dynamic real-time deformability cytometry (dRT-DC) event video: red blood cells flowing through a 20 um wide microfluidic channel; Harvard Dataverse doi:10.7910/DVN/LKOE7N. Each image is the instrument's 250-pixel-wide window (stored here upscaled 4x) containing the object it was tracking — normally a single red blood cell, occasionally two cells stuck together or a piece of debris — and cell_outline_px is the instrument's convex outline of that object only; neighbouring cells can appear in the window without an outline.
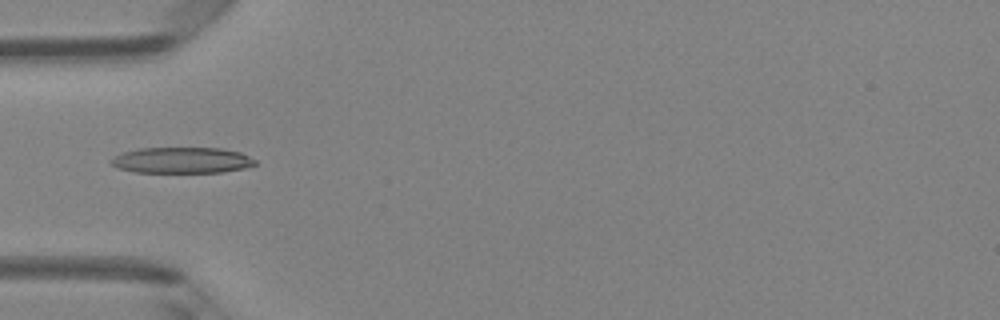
{"species": "Egyptian fruit bat (a non-hibernating species)", "species_latin": "Rousettus aegyptiacus", "temperature_condition": "room temperature", "stored_images_in_passage": 36, "camera_frame_rate_fps": 3000, "um_per_image_px": 0.085, "animal": {"sex": "female"}, "frame": {"image": 1, "passage_image": 3, "time_ms": 0.667, "image_size_px": [1000, 320], "cell_outline_px": [[256, 164], [244, 168], [220, 172], [136, 172], [116, 168], [108, 160], [112, 156], [124, 152], [140, 148], [220, 148], [240, 152], [256, 160]], "centroid_in_image_um": [15.41, 13.62], "position_along_channel_um": 69.6, "area_um2": 21.79}}
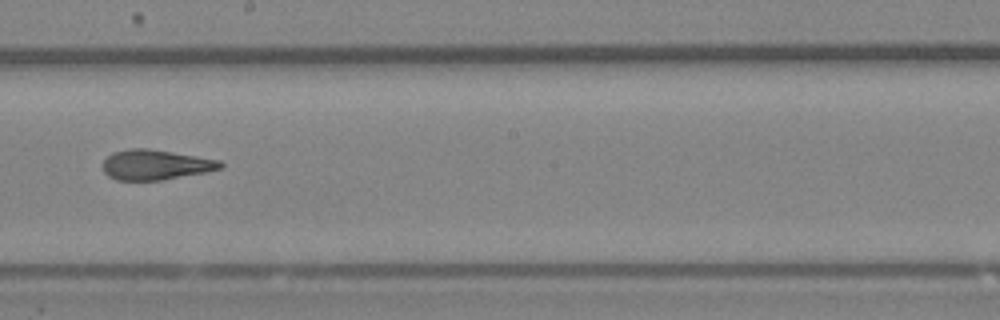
{"frame": {"image": 2, "passage_image": 15, "time_ms": 4.667, "image_size_px": [1000, 320], "cell_outline_px": [[224, 164], [220, 168], [204, 172], [164, 180], [116, 180], [108, 176], [104, 172], [104, 160], [112, 152], [128, 148], [148, 148], [220, 160]], "centroid_in_image_um": [13.19, 14.0], "position_along_channel_um": 235.0, "area_um2": 20.52}}
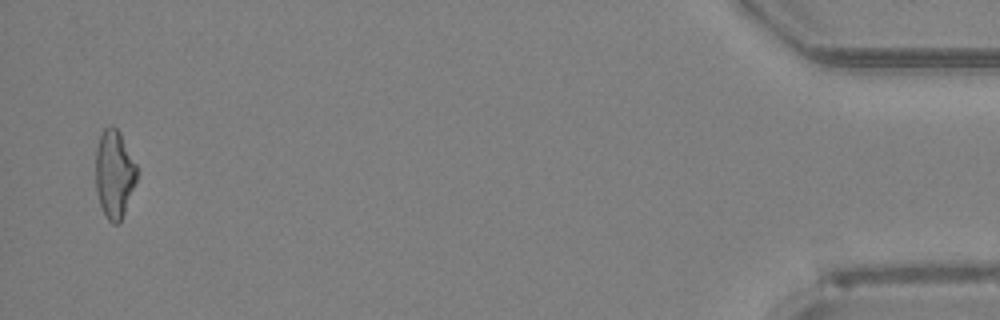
{"frame": {"image": 3, "passage_image": 35, "time_ms": 11.333, "image_size_px": [1000, 320], "cell_outline_px": [[136, 180], [124, 212], [120, 220], [116, 224], [112, 224], [108, 220], [100, 204], [96, 188], [96, 148], [100, 136], [104, 128], [112, 124], [120, 132], [136, 164]], "centroid_in_image_um": [9.7, 14.75], "position_along_channel_um": 425.5, "area_um2": 20.75}, "authors_computed_cell_mechanics": {"area_um2": 21.1548, "velocity_mm_per_s": 4.1466, "shape_relaxation_time_tau1_ms": 4.1443, "shape_relaxation_time_tau2_ms": 2.0788, "deformation_change_tau1": 0.164, "deformation_change_tau2": 0.1237}}